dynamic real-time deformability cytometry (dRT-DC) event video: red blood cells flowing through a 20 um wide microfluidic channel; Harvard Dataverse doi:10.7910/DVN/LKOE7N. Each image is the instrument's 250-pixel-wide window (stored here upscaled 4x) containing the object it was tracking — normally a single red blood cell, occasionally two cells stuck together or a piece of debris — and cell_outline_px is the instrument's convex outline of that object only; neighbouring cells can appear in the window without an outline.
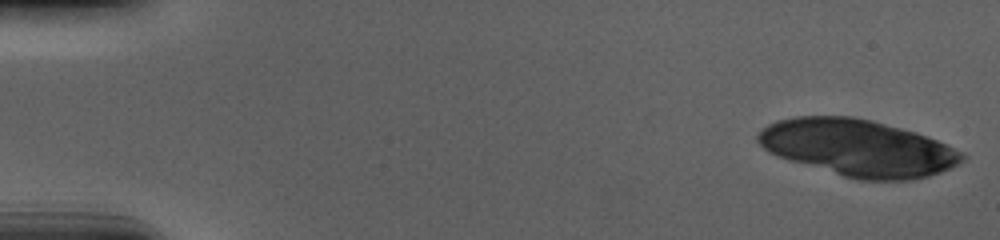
{"species": "human", "species_latin": "Homo sapiens", "temperature_condition": "cold", "stored_images_in_passage": 18, "camera_frame_rate_fps": 3000, "um_per_image_px": 0.085, "donor": {"sex": "male"}, "frame": {"image": 1, "passage_image": 1, "time_ms": 0.0, "image_size_px": [1000, 240], "cell_outline_px": [[968, 156], [964, 160], [940, 172], [928, 176], [908, 180], [860, 180], [844, 176], [788, 160], [776, 156], [768, 152], [756, 140], [756, 136], [760, 128], [776, 120], [796, 116], [852, 116], [872, 120], [916, 132], [936, 140], [964, 152]], "centroid_in_image_um": [72.89, 12.55], "position_along_channel_um": 12.1, "area_um2": 67.51}}